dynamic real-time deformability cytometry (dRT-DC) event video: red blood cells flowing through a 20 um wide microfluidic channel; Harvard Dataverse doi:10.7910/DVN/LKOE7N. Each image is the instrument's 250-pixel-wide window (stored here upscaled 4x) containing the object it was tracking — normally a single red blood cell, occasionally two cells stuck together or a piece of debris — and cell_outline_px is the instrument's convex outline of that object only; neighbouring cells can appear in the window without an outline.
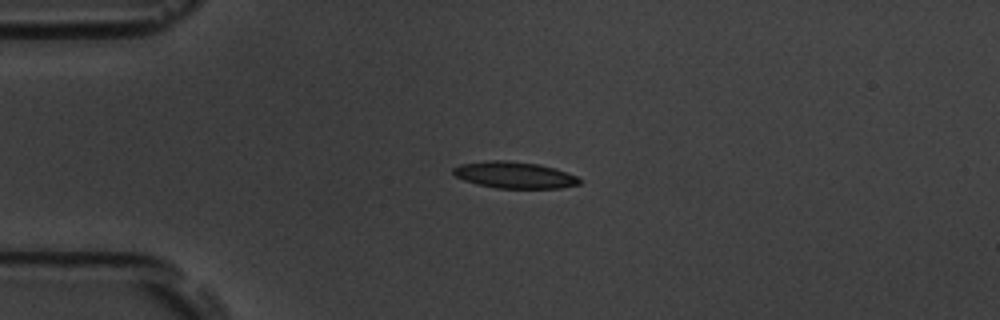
{"species": "common noctule bat (a hibernating species)", "species_latin": "Nyctalus noctula", "temperature_condition": "room temperature", "stored_images_in_passage": 6, "camera_frame_rate_fps": 3000, "um_per_image_px": 0.085, "animal": {"sex": "male", "body_mass_g": 19.5, "forearm_length_mm": 54.6}, "frame": {"image": 1, "passage_image": 1, "time_ms": 0.0, "image_size_px": [1000, 320], "cell_outline_px": [[580, 184], [560, 188], [496, 188], [476, 184], [464, 180], [456, 176], [452, 172], [452, 168], [460, 164], [488, 160], [504, 160], [540, 164], [576, 176], [580, 180]], "centroid_in_image_um": [43.67, 14.87], "position_along_channel_um": 41.3, "area_um2": 19.42}}
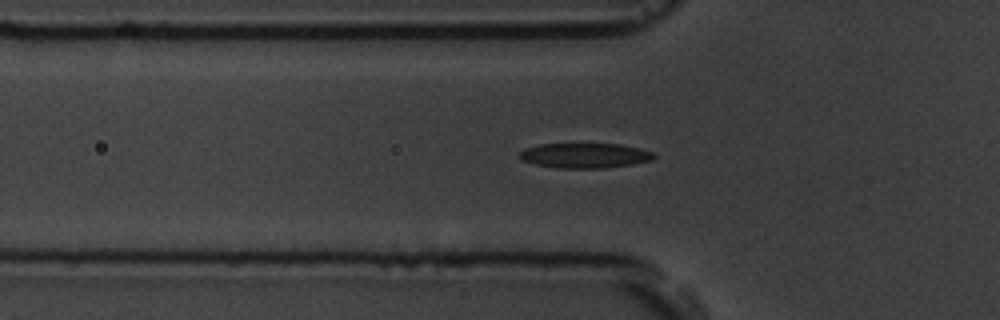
{"frame": {"image": 2, "passage_image": 6, "time_ms": 1.667, "image_size_px": [1000, 320], "cell_outline_px": [[656, 156], [652, 160], [632, 164], [604, 168], [560, 168], [536, 164], [520, 160], [516, 156], [524, 148], [540, 144], [620, 144], [652, 152]], "centroid_in_image_um": [49.65, 13.22], "position_along_channel_um": 76.1, "area_um2": 19.48}}